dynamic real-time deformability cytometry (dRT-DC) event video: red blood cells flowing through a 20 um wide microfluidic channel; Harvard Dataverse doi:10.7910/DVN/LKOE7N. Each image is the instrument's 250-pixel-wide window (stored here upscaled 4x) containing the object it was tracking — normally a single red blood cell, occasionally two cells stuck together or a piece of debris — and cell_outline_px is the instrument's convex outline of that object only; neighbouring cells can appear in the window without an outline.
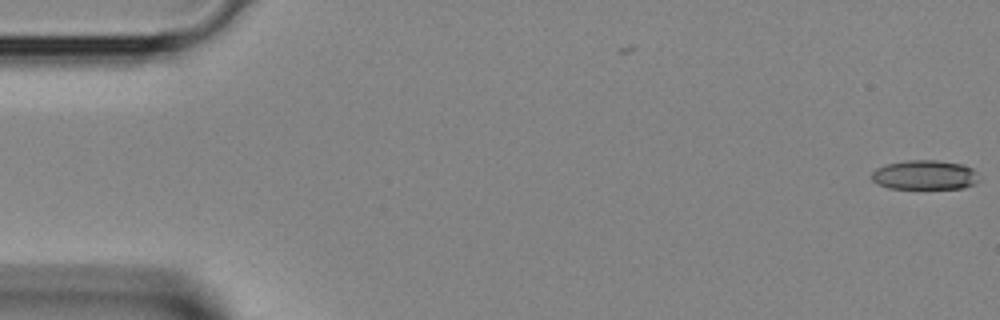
{"species": "Egyptian fruit bat (a non-hibernating species)", "species_latin": "Rousettus aegyptiacus", "temperature_condition": "room temperature", "stored_images_in_passage": 5, "camera_frame_rate_fps": 3000, "um_per_image_px": 0.085, "animal": {"sex": "female"}, "frame": {"image": 1, "passage_image": 1, "time_ms": 0.0, "image_size_px": [1000, 320], "cell_outline_px": [[980, 180], [964, 188], [888, 188], [876, 184], [872, 180], [872, 172], [876, 168], [884, 164], [908, 160], [936, 160], [964, 164], [972, 168], [976, 172]], "centroid_in_image_um": [78.59, 14.86], "position_along_channel_um": 6.4, "area_um2": 18.55}}
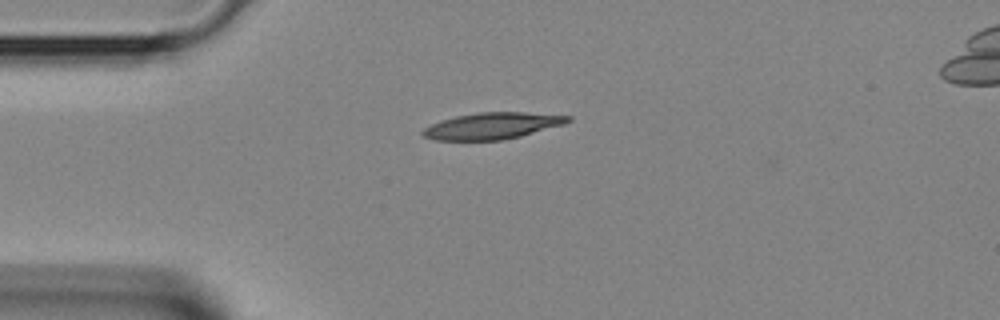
{"frame": {"image": 2, "passage_image": 5, "time_ms": 1.333, "image_size_px": [1000, 320], "cell_outline_px": [[572, 120], [564, 124], [520, 136], [504, 140], [436, 140], [424, 136], [420, 132], [424, 128], [440, 120], [456, 116], [476, 112], [524, 112], [572, 116]], "centroid_in_image_um": [41.84, 10.69], "position_along_channel_um": 43.2, "area_um2": 22.37}}